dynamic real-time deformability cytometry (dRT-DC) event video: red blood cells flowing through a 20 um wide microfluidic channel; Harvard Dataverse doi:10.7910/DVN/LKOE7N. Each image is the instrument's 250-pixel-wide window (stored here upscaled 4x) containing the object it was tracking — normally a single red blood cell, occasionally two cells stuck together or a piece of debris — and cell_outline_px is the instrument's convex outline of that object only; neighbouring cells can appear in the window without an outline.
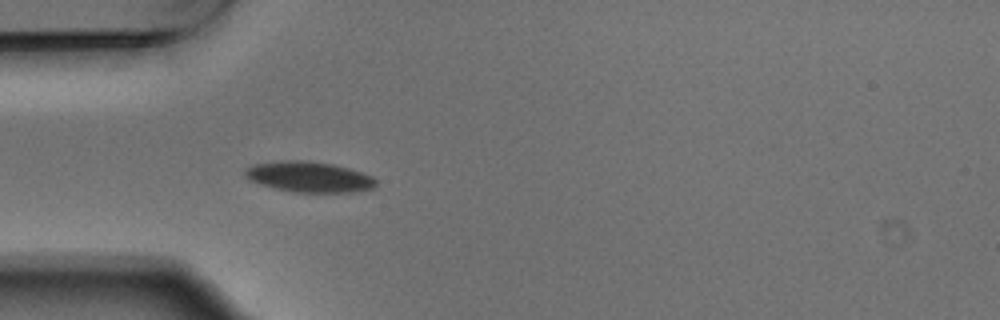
{"species": "Egyptian fruit bat (a non-hibernating species)", "species_latin": "Rousettus aegyptiacus", "temperature_condition": "warm", "stored_images_in_passage": 4, "camera_frame_rate_fps": 3000, "um_per_image_px": 0.085, "animal": {"sex": "male"}, "frame": {"image": 1, "passage_image": 4, "time_ms": 1.0, "image_size_px": [1000, 320], "cell_outline_px": [[376, 184], [372, 188], [352, 192], [292, 192], [260, 184], [248, 180], [244, 176], [244, 168], [252, 164], [280, 160], [308, 160], [332, 164], [348, 168], [372, 176], [376, 180]], "centroid_in_image_um": [26.2, 15.02], "position_along_channel_um": 58.8, "area_um2": 23.47}}